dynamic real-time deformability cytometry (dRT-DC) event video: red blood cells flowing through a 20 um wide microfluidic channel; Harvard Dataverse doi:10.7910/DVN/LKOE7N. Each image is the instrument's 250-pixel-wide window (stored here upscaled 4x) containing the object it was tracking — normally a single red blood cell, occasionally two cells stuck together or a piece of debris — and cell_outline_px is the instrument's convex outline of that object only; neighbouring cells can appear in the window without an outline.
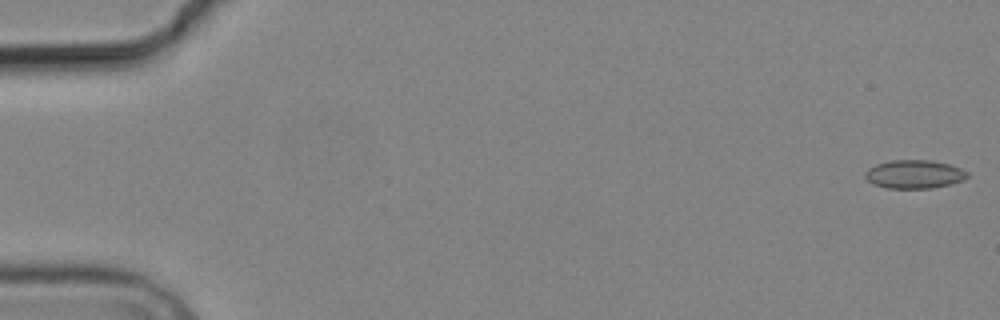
{"species": "common noctule bat (a hibernating species)", "species_latin": "Nyctalus noctula", "temperature_condition": "cold", "stored_images_in_passage": 7, "camera_frame_rate_fps": 3000, "um_per_image_px": 0.085, "animal": {"sex": "male", "body_mass_g": 19.2, "forearm_length_mm": 51.8}, "frame": {"image": 1, "passage_image": 1, "time_ms": 0.0, "image_size_px": [1000, 320], "cell_outline_px": [[968, 176], [964, 180], [952, 184], [932, 188], [888, 188], [872, 184], [864, 176], [864, 172], [868, 168], [876, 164], [892, 160], [932, 160], [948, 164], [960, 168], [968, 172]], "centroid_in_image_um": [77.71, 14.81], "position_along_channel_um": 7.3, "area_um2": 17.05}}
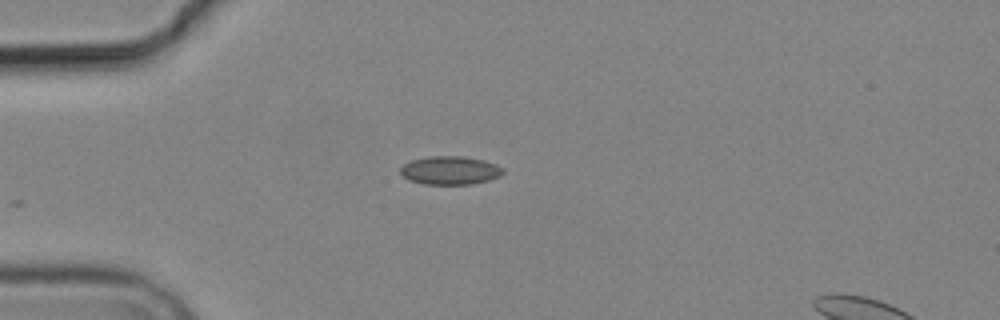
{"frame": {"image": 2, "passage_image": 5, "time_ms": 4.667, "image_size_px": [1000, 320], "cell_outline_px": [[504, 172], [500, 176], [488, 180], [472, 184], [424, 184], [408, 180], [400, 172], [400, 168], [404, 164], [412, 160], [428, 156], [464, 156], [484, 160], [496, 164], [504, 168]], "centroid_in_image_um": [38.27, 14.48], "position_along_channel_um": 46.7, "area_um2": 17.05}}
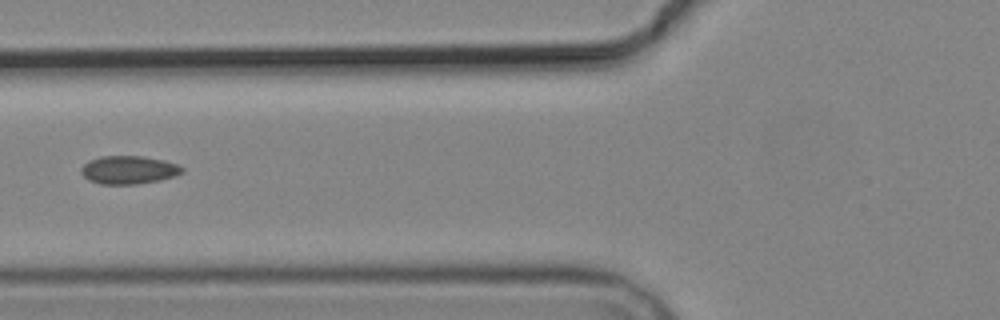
{"frame": {"image": 3, "passage_image": 7, "time_ms": 7.0, "image_size_px": [1000, 320], "cell_outline_px": [[184, 172], [160, 180], [136, 184], [100, 184], [88, 180], [80, 172], [80, 168], [88, 160], [100, 156], [144, 156], [164, 160], [176, 164], [184, 168]], "centroid_in_image_um": [10.91, 14.43], "position_along_channel_um": 114.9, "area_um2": 16.65}}